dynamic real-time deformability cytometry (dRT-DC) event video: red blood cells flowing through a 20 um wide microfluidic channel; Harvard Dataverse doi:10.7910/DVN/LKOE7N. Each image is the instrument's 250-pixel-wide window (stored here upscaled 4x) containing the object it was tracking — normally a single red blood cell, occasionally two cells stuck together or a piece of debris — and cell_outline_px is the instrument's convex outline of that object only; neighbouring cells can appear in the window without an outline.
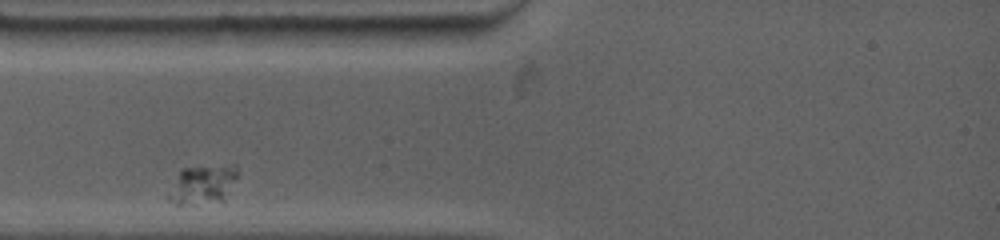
{"species": "common noctule bat (a hibernating species)", "species_latin": "Nyctalus noctula", "temperature_condition": "warm", "stored_images_in_passage": 65, "camera_frame_rate_fps": 4500, "um_per_image_px": 0.085, "animal": {"sex": "female", "body_mass_g": 19.0, "forearm_length_mm": 53.3}, "frame": {"image": 1, "passage_image": 1, "time_ms": 0.0, "image_size_px": [1000, 240], "cell_outline_px": [[236, 176], [224, 200], [192, 204], [176, 204], [168, 200], [168, 196], [180, 168], [232, 164], [236, 164]], "centroid_in_image_um": [17.21, 15.66], "position_along_channel_um": 67.8, "area_um2": 15.37}}
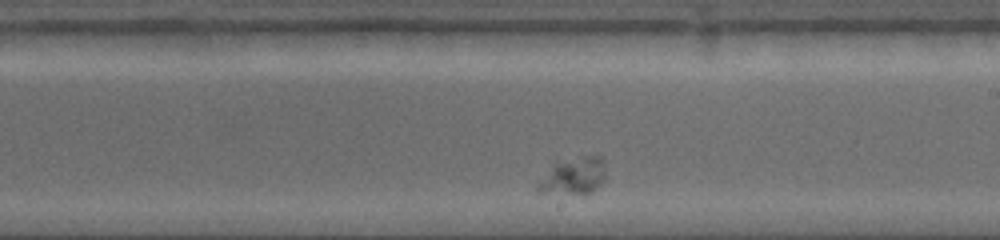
{"frame": {"image": 2, "passage_image": 40, "time_ms": 5.111, "image_size_px": [1000, 240], "cell_outline_px": [[604, 176], [600, 184], [592, 192], [584, 196], [540, 192], [536, 188], [536, 184], [556, 164], [580, 156], [600, 156], [604, 172]], "centroid_in_image_um": [48.75, 15.03], "position_along_channel_um": 240.3, "area_um2": 14.28}}
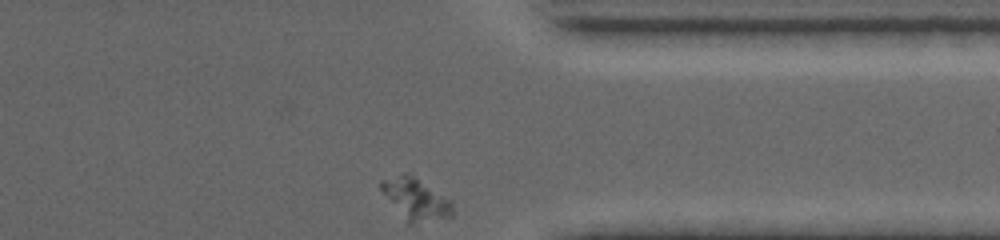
{"frame": {"image": 3, "passage_image": 65, "time_ms": 9.111, "image_size_px": [1000, 240], "cell_outline_px": [[452, 216], [412, 224], [408, 224], [380, 188], [380, 180], [404, 172], [412, 176], [452, 200]], "centroid_in_image_um": [35.33, 16.92], "position_along_channel_um": 376.1, "area_um2": 16.82}}